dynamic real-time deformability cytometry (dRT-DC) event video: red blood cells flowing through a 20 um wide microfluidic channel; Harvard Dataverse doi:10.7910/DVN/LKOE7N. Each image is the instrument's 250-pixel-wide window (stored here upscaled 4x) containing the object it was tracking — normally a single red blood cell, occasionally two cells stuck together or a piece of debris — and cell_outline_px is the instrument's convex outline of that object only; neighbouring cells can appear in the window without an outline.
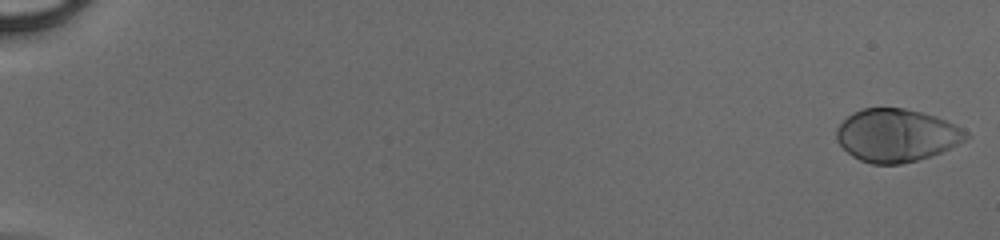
{"species": "human", "species_latin": "Homo sapiens", "temperature_condition": "cold", "stored_images_in_passage": 46, "camera_frame_rate_fps": 3000, "um_per_image_px": 0.085, "donor": {"sex": "male"}, "frame": {"image": 1, "passage_image": 1, "time_ms": 0.0, "image_size_px": [1000, 240], "cell_outline_px": [[972, 136], [932, 156], [900, 164], [872, 164], [860, 160], [852, 156], [836, 140], [836, 128], [852, 112], [860, 108], [904, 108], [936, 116], [968, 132]], "centroid_in_image_um": [76.17, 11.5], "position_along_channel_um": 8.8, "area_um2": 39.65}}
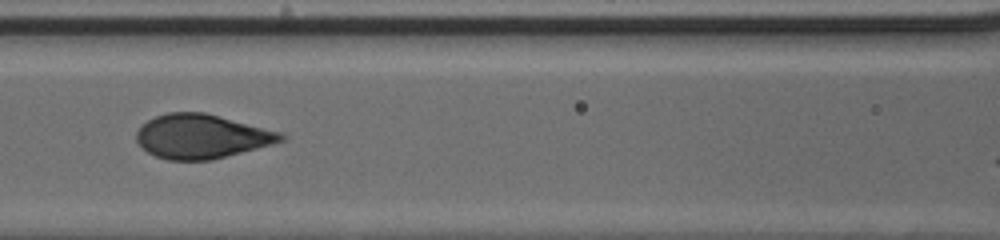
{"frame": {"image": 2, "passage_image": 25, "time_ms": 8.0, "image_size_px": [1000, 240], "cell_outline_px": [[284, 140], [256, 148], [212, 160], [168, 160], [156, 156], [148, 152], [136, 140], [136, 132], [148, 120], [156, 116], [168, 112], [204, 112], [284, 132]], "centroid_in_image_um": [17.15, 11.58], "position_along_channel_um": 149.5, "area_um2": 36.93}}
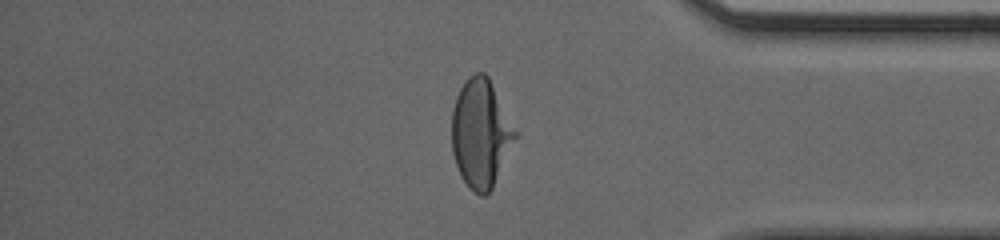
{"frame": {"image": 3, "passage_image": 43, "time_ms": 14.0, "image_size_px": [1000, 240], "cell_outline_px": [[516, 136], [492, 188], [484, 196], [480, 196], [472, 192], [468, 188], [460, 176], [452, 152], [452, 108], [456, 96], [460, 88], [468, 76], [476, 72], [484, 72], [488, 76], [516, 132]], "centroid_in_image_um": [40.81, 11.35], "position_along_channel_um": 394.4, "area_um2": 39.59}}